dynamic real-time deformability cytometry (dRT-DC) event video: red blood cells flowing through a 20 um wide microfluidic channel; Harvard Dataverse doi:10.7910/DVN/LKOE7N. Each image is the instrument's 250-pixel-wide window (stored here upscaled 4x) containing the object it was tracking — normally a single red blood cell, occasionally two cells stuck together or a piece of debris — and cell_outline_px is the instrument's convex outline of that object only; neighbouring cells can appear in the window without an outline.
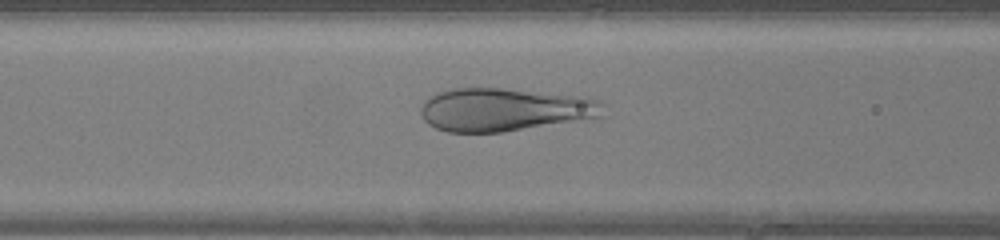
{"species": "human", "species_latin": "Homo sapiens", "temperature_condition": "warm", "stored_images_in_passage": 38, "camera_frame_rate_fps": 3000, "um_per_image_px": 0.085, "donor": {"sex": "female"}, "frame": {"image": 1, "passage_image": 11, "time_ms": 3.333, "image_size_px": [1000, 240], "cell_outline_px": [[604, 116], [504, 132], [448, 132], [436, 128], [428, 124], [424, 120], [420, 112], [420, 108], [428, 96], [436, 92], [456, 88], [500, 88], [588, 96], [604, 104]], "centroid_in_image_um": [42.88, 9.31], "position_along_channel_um": 123.7, "area_um2": 46.07}}
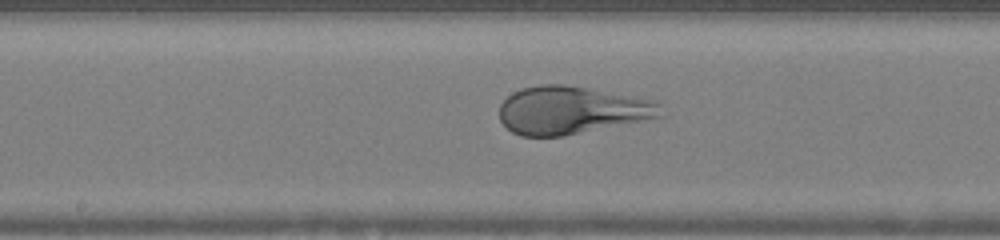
{"frame": {"image": 2, "passage_image": 16, "time_ms": 5.0, "image_size_px": [1000, 240], "cell_outline_px": [[664, 116], [564, 136], [520, 136], [512, 132], [500, 120], [500, 104], [512, 92], [524, 88], [540, 84], [564, 84], [632, 96], [652, 100], [660, 104]], "centroid_in_image_um": [48.56, 9.37], "position_along_channel_um": 199.6, "area_um2": 44.68}}
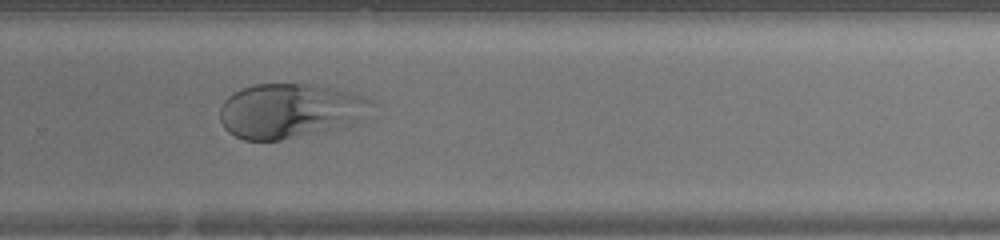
{"frame": {"image": 3, "passage_image": 23, "time_ms": 7.333, "image_size_px": [1000, 240], "cell_outline_px": [[372, 104], [364, 120], [348, 124], [280, 140], [244, 140], [228, 132], [224, 128], [220, 120], [220, 108], [224, 100], [232, 92], [240, 88], [256, 84], [312, 84], [332, 88], [364, 96], [372, 100]], "centroid_in_image_um": [24.59, 9.4], "position_along_channel_um": 305.2, "area_um2": 47.86}}